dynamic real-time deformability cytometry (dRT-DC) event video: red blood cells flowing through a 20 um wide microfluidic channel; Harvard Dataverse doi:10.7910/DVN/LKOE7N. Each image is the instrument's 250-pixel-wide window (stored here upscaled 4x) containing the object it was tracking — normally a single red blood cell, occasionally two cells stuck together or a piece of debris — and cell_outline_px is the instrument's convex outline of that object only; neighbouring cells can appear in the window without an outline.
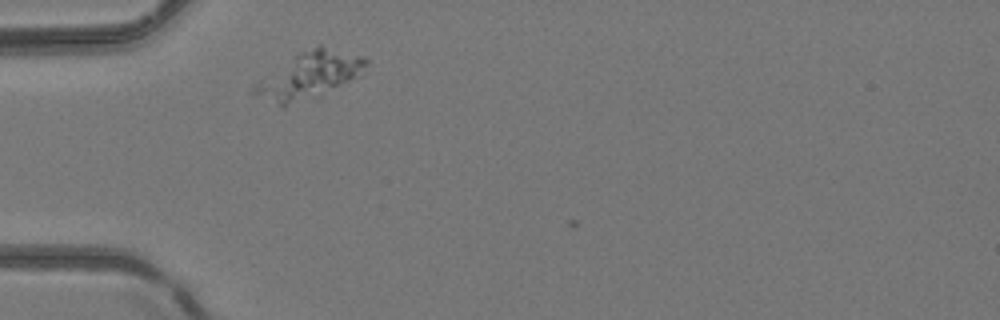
{"species": "common noctule bat (a hibernating species)", "species_latin": "Nyctalus noctula", "temperature_condition": "room temperature", "stored_images_in_passage": 5, "camera_frame_rate_fps": 3000, "um_per_image_px": 0.085, "animal": {"sex": "female", "body_mass_g": 24.6, "forearm_length_mm": 56.2}, "frame": {"image": 1, "passage_image": 4, "time_ms": 1.0, "image_size_px": [1000, 320], "cell_outline_px": [[368, 60], [364, 76], [316, 96], [284, 108], [280, 108], [248, 92], [260, 80], [300, 52], [316, 44], [320, 44], [364, 56]], "centroid_in_image_um": [26.34, 6.42], "position_along_channel_um": 58.7, "area_um2": 30.69}}